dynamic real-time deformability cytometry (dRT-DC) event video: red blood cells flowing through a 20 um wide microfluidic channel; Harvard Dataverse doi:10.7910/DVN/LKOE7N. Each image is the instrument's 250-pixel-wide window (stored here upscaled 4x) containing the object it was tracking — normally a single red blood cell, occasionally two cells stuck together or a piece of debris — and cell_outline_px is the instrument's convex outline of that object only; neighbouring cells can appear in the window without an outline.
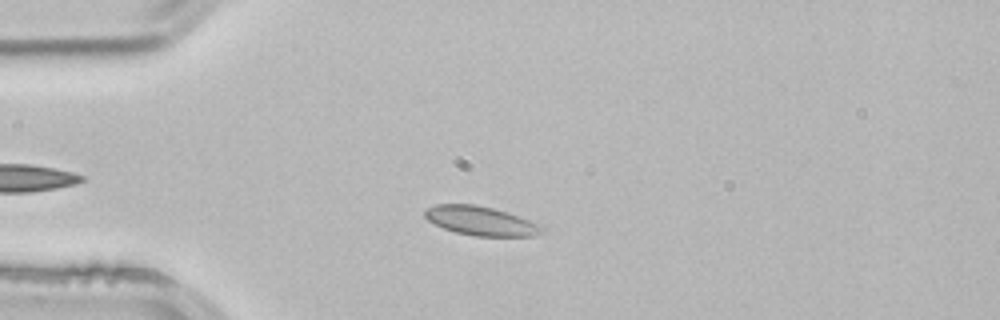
{"species": "common noctule bat (a hibernating species)", "species_latin": "Nyctalus noctula", "temperature_condition": "room temperature", "stored_images_in_passage": 5, "camera_frame_rate_fps": 3000, "um_per_image_px": 0.085, "animal": {"sex": "male", "body_mass_g": 21.5, "forearm_length_mm": 52.0}, "frame": {"image": 1, "passage_image": 4, "time_ms": 1.0, "image_size_px": [1000, 320], "cell_outline_px": [[544, 232], [536, 236], [472, 236], [456, 232], [444, 228], [428, 220], [424, 216], [424, 212], [428, 208], [436, 204], [476, 204], [492, 208], [540, 224], [544, 228]], "centroid_in_image_um": [40.87, 18.78], "position_along_channel_um": 44.1, "area_um2": 19.65}}